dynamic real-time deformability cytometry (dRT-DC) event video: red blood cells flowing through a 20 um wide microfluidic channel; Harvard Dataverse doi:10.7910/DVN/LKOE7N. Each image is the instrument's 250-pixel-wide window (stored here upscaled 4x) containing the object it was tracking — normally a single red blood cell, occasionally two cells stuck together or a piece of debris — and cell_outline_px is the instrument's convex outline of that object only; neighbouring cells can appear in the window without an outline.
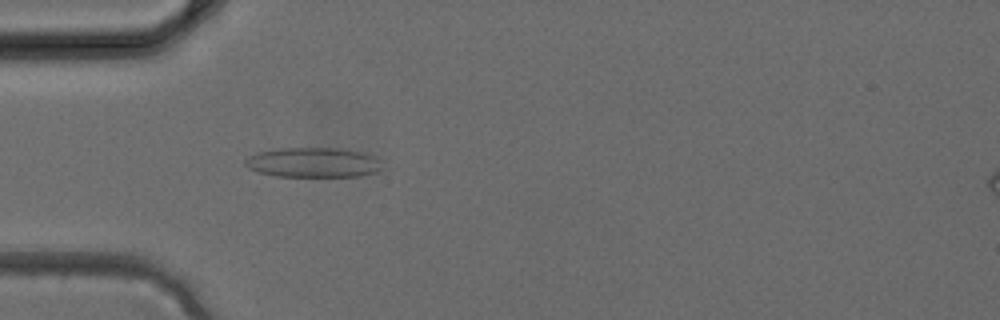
{"species": "common noctule bat (a hibernating species)", "species_latin": "Nyctalus noctula", "temperature_condition": "cold", "stored_images_in_passage": 3, "camera_frame_rate_fps": 3000, "um_per_image_px": 0.085, "animal": {"sex": "female", "body_mass_g": 24.6, "forearm_length_mm": 56.2}, "frame": {"image": 1, "passage_image": 3, "time_ms": 0.667, "image_size_px": [1000, 320], "cell_outline_px": [[380, 172], [360, 176], [276, 176], [260, 172], [248, 168], [244, 164], [244, 160], [248, 156], [256, 152], [280, 148], [340, 148], [360, 152], [372, 156], [376, 160], [380, 168]], "centroid_in_image_um": [26.56, 13.81], "position_along_channel_um": 58.4, "area_um2": 23.64}}